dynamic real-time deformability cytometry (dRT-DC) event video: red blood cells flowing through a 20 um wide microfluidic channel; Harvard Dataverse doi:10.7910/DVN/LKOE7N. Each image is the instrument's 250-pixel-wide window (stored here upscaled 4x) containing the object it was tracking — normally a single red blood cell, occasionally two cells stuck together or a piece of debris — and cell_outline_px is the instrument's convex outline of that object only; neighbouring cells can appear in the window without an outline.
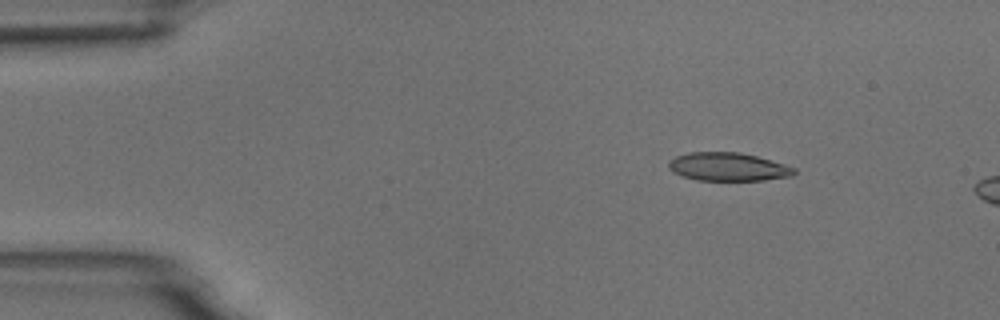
{"species": "common noctule bat (a hibernating species)", "species_latin": "Nyctalus noctula", "temperature_condition": "room temperature", "stored_images_in_passage": 3, "camera_frame_rate_fps": 3000, "um_per_image_px": 0.085, "animal": {"sex": "male", "body_mass_g": 18.8}, "frame": {"image": 1, "passage_image": 2, "time_ms": 1.333, "image_size_px": [1000, 320], "cell_outline_px": [[796, 172], [792, 176], [764, 180], [696, 180], [672, 172], [668, 168], [668, 160], [676, 156], [688, 152], [736, 152], [756, 156], [784, 164], [796, 168]], "centroid_in_image_um": [61.86, 14.18], "position_along_channel_um": 23.1, "area_um2": 20.69}}